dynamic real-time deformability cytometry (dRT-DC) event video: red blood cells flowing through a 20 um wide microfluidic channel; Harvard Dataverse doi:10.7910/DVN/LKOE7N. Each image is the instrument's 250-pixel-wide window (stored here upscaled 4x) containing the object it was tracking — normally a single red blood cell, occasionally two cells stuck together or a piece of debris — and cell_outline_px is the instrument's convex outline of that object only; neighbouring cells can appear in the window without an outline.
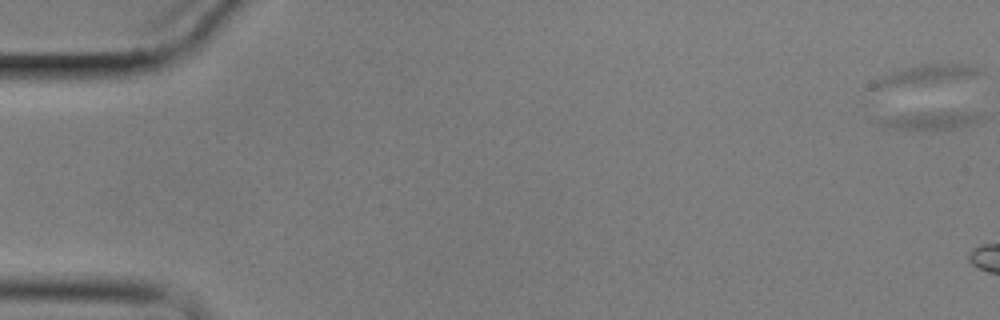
{"species": "common noctule bat (a hibernating species)", "species_latin": "Nyctalus noctula", "temperature_condition": "cold", "stored_images_in_passage": 10, "camera_frame_rate_fps": 3000, "um_per_image_px": 0.085, "animal": {"sex": "male", "body_mass_g": 17.9}, "frame": {"image": 1, "passage_image": 1, "time_ms": 0.0, "image_size_px": [1000, 320], "cell_outline_px": [[984, 72], [976, 76], [876, 88], [872, 88], [872, 80], [892, 72], [904, 68], [920, 64], [972, 64], [984, 68]], "centroid_in_image_um": [78.79, 6.32], "position_along_channel_um": 6.2, "area_um2": 11.62}}